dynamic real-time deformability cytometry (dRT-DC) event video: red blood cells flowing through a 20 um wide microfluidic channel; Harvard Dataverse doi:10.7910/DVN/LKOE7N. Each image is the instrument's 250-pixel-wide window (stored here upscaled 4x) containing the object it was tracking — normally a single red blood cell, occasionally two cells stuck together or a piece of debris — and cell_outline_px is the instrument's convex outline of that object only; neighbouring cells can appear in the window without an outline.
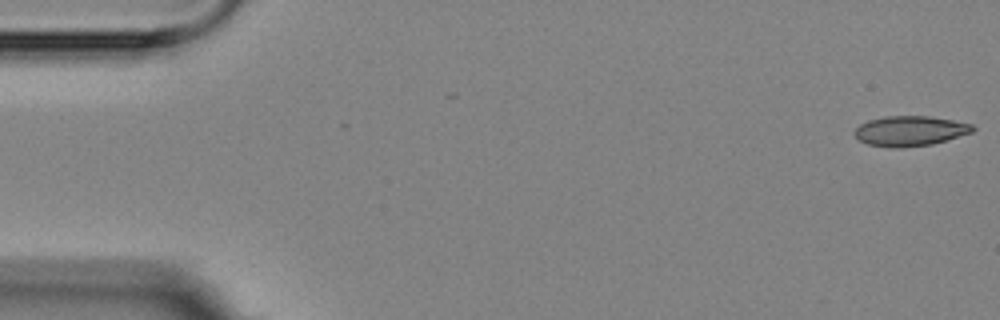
{"species": "Egyptian fruit bat (a non-hibernating species)", "species_latin": "Rousettus aegyptiacus", "temperature_condition": "room temperature", "stored_images_in_passage": 7, "segment_of_instrument_passage": [1, 2], "camera_frame_rate_fps": 3000, "um_per_image_px": 0.085, "animal": {"sex": "female"}, "frame": {"image": 1, "passage_image": 1, "time_ms": 0.0, "image_size_px": [1000, 320], "cell_outline_px": [[976, 128], [972, 132], [932, 144], [900, 148], [892, 148], [868, 144], [860, 140], [852, 132], [860, 124], [868, 120], [884, 116], [928, 116], [952, 120], [972, 124]], "centroid_in_image_um": [77.33, 11.13], "position_along_channel_um": 7.7, "area_um2": 20.63}}
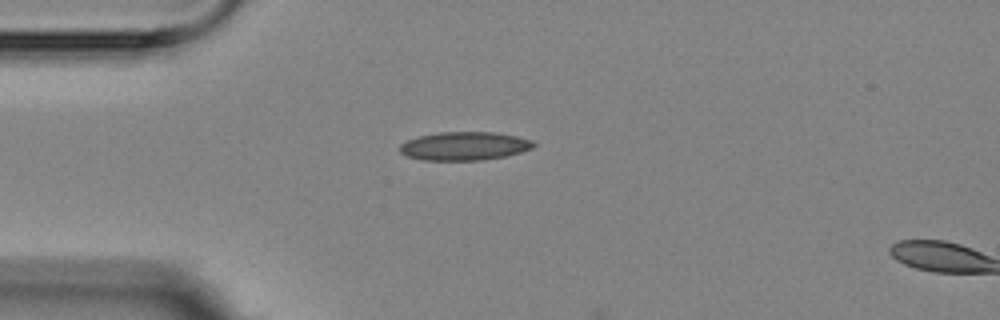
{"frame": {"image": 2, "passage_image": 5, "time_ms": 4.333, "image_size_px": [1000, 320], "cell_outline_px": [[536, 144], [532, 148], [508, 156], [480, 160], [420, 160], [408, 156], [400, 152], [400, 144], [408, 140], [420, 136], [440, 132], [492, 132], [516, 136], [532, 140]], "centroid_in_image_um": [39.48, 12.42], "position_along_channel_um": 45.5, "area_um2": 22.08}}